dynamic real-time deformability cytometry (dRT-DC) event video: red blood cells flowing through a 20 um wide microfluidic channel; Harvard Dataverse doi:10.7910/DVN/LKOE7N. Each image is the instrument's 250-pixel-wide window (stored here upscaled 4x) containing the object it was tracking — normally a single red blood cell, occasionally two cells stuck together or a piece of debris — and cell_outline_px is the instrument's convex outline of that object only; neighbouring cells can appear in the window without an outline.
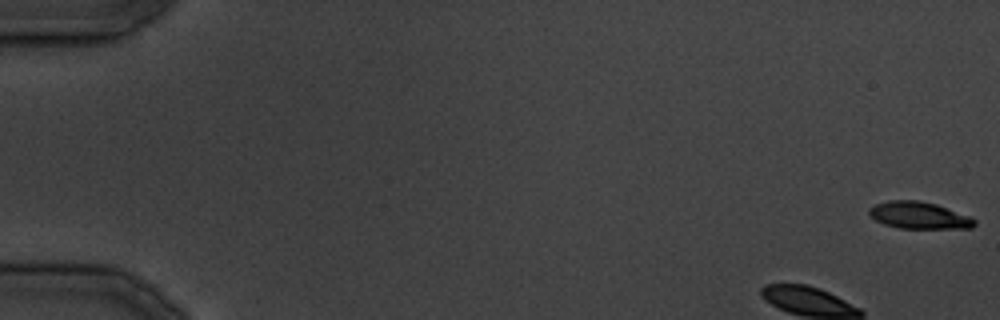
{"species": "common noctule bat (a hibernating species)", "species_latin": "Nyctalus noctula", "temperature_condition": "cold", "stored_images_in_passage": 11, "camera_frame_rate_fps": 3000, "um_per_image_px": 0.085, "animal": {"sex": "male", "body_mass_g": 19.5, "forearm_length_mm": 54.6}, "frame": {"image": 1, "passage_image": 1, "time_ms": 0.0, "image_size_px": [1000, 320], "cell_outline_px": [[976, 224], [972, 228], [900, 228], [884, 224], [876, 220], [868, 212], [868, 208], [876, 204], [888, 200], [920, 200], [936, 204], [972, 216], [976, 220]], "centroid_in_image_um": [78.15, 18.29], "position_along_channel_um": 6.8, "area_um2": 16.65}}